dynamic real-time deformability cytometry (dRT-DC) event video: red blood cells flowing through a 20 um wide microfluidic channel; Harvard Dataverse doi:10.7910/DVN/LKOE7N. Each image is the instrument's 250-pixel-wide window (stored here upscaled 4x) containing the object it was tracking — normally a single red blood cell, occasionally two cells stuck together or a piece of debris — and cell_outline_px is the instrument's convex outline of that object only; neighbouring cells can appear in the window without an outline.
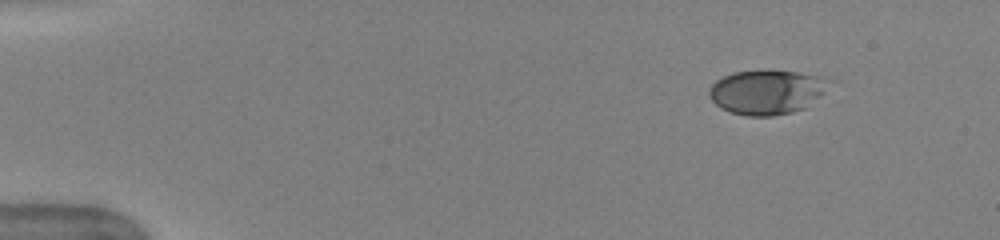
{"species": "human", "species_latin": "Homo sapiens", "temperature_condition": "warm", "stored_images_in_passage": 46, "camera_frame_rate_fps": 3000, "um_per_image_px": 0.085, "donor": {"sex": "female"}, "frame": {"image": 1, "passage_image": 1, "time_ms": 0.0, "image_size_px": [1000, 240], "cell_outline_px": [[824, 92], [820, 96], [804, 108], [792, 112], [772, 116], [748, 116], [732, 112], [720, 108], [712, 100], [708, 92], [712, 84], [716, 80], [732, 72], [796, 72], [816, 76], [824, 80]], "centroid_in_image_um": [65.08, 7.86], "position_along_channel_um": 19.9, "area_um2": 29.94}}
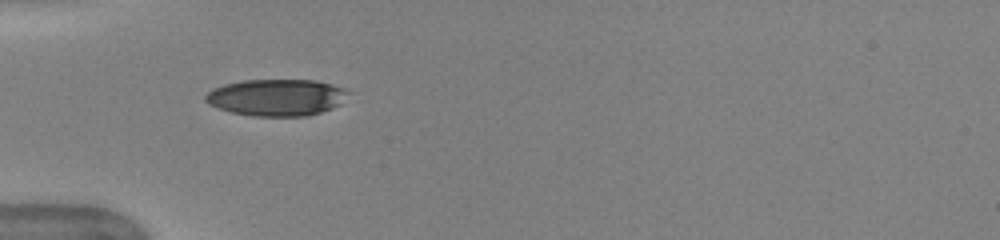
{"frame": {"image": 2, "passage_image": 12, "time_ms": 3.667, "image_size_px": [1000, 240], "cell_outline_px": [[352, 92], [340, 104], [332, 108], [320, 112], [304, 116], [252, 116], [232, 112], [208, 104], [204, 100], [204, 96], [212, 88], [224, 84], [244, 80], [316, 80], [332, 84], [344, 88]], "centroid_in_image_um": [23.52, 8.27], "position_along_channel_um": 61.5, "area_um2": 30.69}}
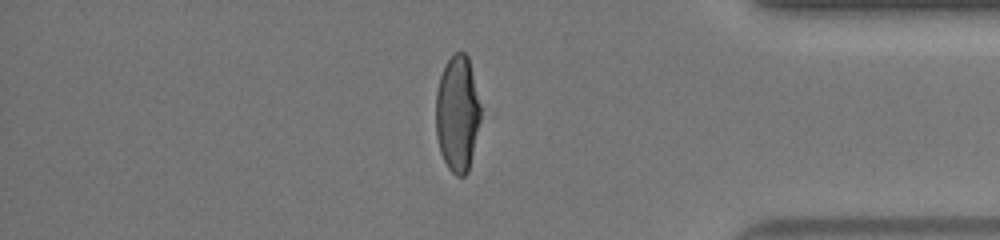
{"frame": {"image": 3, "passage_image": 39, "time_ms": 12.667, "image_size_px": [1000, 240], "cell_outline_px": [[480, 120], [468, 172], [464, 176], [456, 176], [448, 168], [440, 152], [436, 136], [436, 92], [440, 76], [448, 60], [456, 52], [464, 52], [468, 56], [480, 104]], "centroid_in_image_um": [38.87, 9.68], "position_along_channel_um": 396.3, "area_um2": 30.11}, "authors_computed_cell_mechanics": {"area_um2": 32.5703, "velocity_mm_per_s": 3.9872, "shape_relaxation_time_tau1_ms": 3.5161, "shape_relaxation_time_tau2_ms": null, "deformation_change_tau1": 0.1728, "deformation_change_tau2": null}}